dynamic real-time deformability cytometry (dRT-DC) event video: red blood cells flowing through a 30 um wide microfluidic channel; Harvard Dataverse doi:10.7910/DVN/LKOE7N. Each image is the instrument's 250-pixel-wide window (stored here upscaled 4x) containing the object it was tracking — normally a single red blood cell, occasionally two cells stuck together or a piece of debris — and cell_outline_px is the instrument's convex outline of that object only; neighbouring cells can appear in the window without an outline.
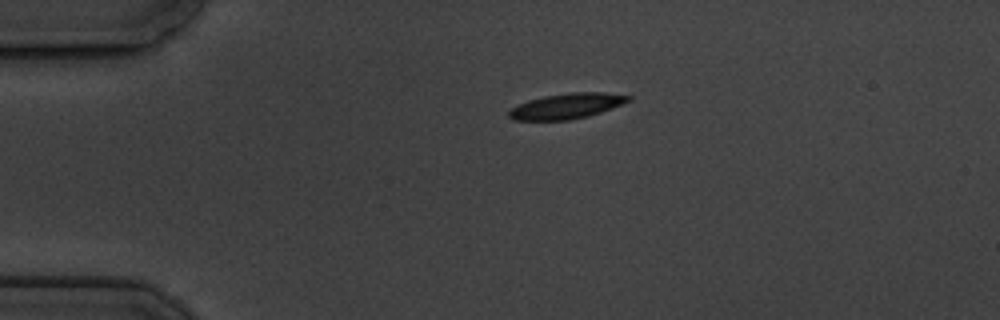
{"species": "common noctule bat (a hibernating species)", "species_latin": "Nyctalus noctula", "temperature_condition": "cold", "stored_images_in_passage": 2, "camera_frame_rate_fps": 3000, "um_per_image_px": 0.085, "animal": {"sex": "male", "body_mass_g": 19.5, "forearm_length_mm": 54.6}, "frame": {"image": 1, "passage_image": 1, "time_ms": 0.0, "image_size_px": [1000, 320], "cell_outline_px": [[632, 100], [612, 108], [588, 116], [568, 120], [512, 120], [508, 116], [508, 112], [512, 108], [528, 100], [544, 96], [572, 92], [604, 92], [632, 96]], "centroid_in_image_um": [48.19, 9.01], "position_along_channel_um": 36.8, "area_um2": 17.63}}